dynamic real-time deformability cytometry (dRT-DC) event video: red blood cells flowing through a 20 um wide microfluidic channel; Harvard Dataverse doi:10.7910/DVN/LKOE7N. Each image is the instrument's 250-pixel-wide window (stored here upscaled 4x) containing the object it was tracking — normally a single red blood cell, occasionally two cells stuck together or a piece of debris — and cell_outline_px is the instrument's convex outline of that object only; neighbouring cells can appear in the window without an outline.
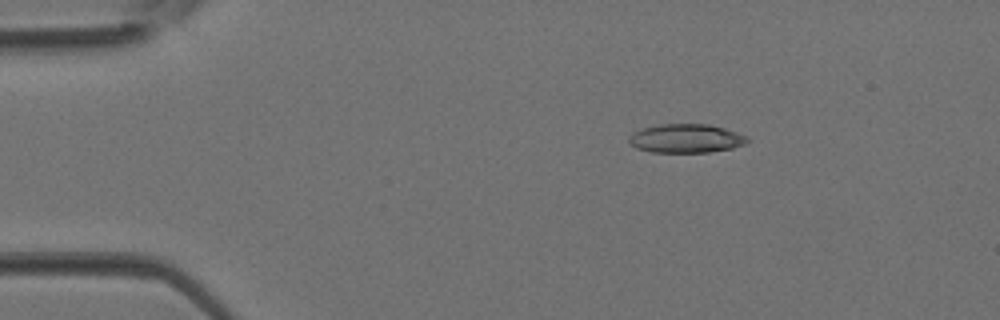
{"species": "Egyptian fruit bat (a non-hibernating species)", "species_latin": "Rousettus aegyptiacus", "temperature_condition": "room temperature", "stored_images_in_passage": 2, "camera_frame_rate_fps": 3000, "um_per_image_px": 0.085, "animal": {"sex": "female"}, "frame": {"image": 1, "passage_image": 1, "time_ms": 0.0, "image_size_px": [1000, 320], "cell_outline_px": [[748, 140], [744, 144], [732, 148], [708, 152], [652, 152], [636, 148], [628, 140], [628, 136], [632, 132], [644, 128], [660, 124], [708, 124], [724, 128], [748, 136]], "centroid_in_image_um": [58.3, 11.76], "position_along_channel_um": 26.7, "area_um2": 19.77}}